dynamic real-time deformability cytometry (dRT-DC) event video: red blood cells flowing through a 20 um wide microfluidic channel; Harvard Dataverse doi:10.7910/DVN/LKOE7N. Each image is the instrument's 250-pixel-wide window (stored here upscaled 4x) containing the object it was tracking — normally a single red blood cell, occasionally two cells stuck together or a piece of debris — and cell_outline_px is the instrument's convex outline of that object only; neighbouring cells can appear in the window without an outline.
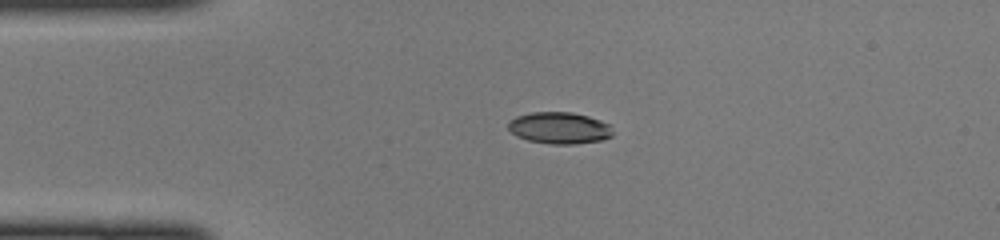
{"species": "common noctule bat (a hibernating species)", "species_latin": "Nyctalus noctula", "temperature_condition": "cold", "stored_images_in_passage": 37, "camera_frame_rate_fps": 3000, "um_per_image_px": 0.085, "animal": {"sex": "female", "body_mass_g": 22.0, "forearm_length_mm": 56.7}, "frame": {"image": 1, "passage_image": 1, "time_ms": 0.0, "image_size_px": [1000, 240], "cell_outline_px": [[612, 136], [600, 140], [576, 144], [552, 144], [528, 140], [516, 136], [508, 128], [508, 120], [516, 116], [532, 112], [572, 112], [588, 116], [600, 120], [608, 124], [612, 132]], "centroid_in_image_um": [47.51, 10.87], "position_along_channel_um": 37.5, "area_um2": 19.25}}
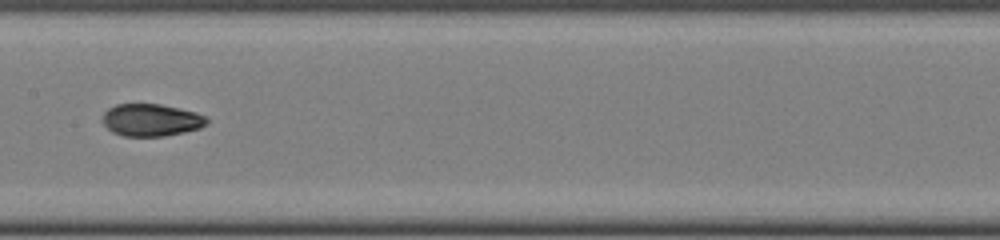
{"frame": {"image": 2, "passage_image": 14, "time_ms": 4.333, "image_size_px": [1000, 240], "cell_outline_px": [[208, 124], [200, 128], [184, 132], [164, 136], [124, 136], [112, 132], [104, 124], [104, 112], [108, 108], [116, 104], [160, 104], [196, 112], [204, 116], [208, 120]], "centroid_in_image_um": [12.86, 10.2], "position_along_channel_um": 194.5, "area_um2": 19.54}}
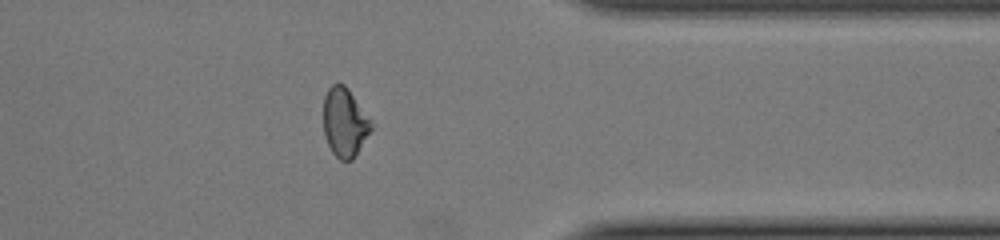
{"frame": {"image": 3, "passage_image": 28, "time_ms": 9.0, "image_size_px": [1000, 240], "cell_outline_px": [[376, 124], [352, 160], [340, 160], [332, 152], [324, 136], [324, 96], [328, 88], [332, 84], [344, 84], [348, 88]], "centroid_in_image_um": [29.34, 10.39], "position_along_channel_um": 382.1, "area_um2": 19.48}}